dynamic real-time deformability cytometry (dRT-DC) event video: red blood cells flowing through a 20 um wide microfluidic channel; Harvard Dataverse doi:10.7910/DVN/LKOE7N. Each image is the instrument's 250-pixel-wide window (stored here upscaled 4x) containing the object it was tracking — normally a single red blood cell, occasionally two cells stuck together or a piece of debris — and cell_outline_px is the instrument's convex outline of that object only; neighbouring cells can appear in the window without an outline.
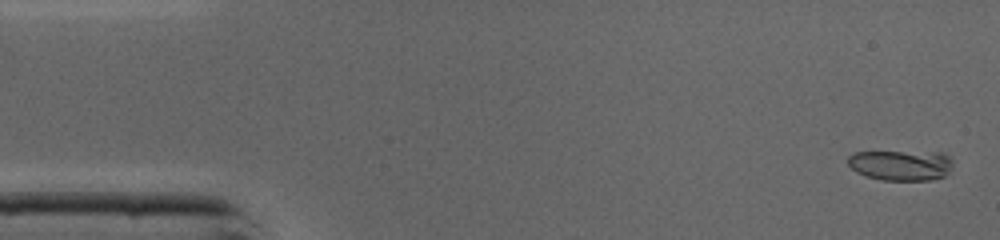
{"species": "common noctule bat (a hibernating species)", "species_latin": "Nyctalus noctula", "temperature_condition": "cold", "stored_images_in_passage": 5, "camera_frame_rate_fps": 3000, "um_per_image_px": 0.085, "animal": {"sex": "male", "body_mass_g": 19.0, "forearm_length_mm": 50.8}, "frame": {"image": 1, "passage_image": 2, "time_ms": 0.333, "image_size_px": [1000, 240], "cell_outline_px": [[952, 164], [948, 172], [944, 176], [932, 180], [884, 180], [864, 176], [856, 172], [848, 164], [848, 156], [852, 152], [944, 152], [952, 160]], "centroid_in_image_um": [76.57, 14.04], "position_along_channel_um": 8.4, "area_um2": 18.73}}